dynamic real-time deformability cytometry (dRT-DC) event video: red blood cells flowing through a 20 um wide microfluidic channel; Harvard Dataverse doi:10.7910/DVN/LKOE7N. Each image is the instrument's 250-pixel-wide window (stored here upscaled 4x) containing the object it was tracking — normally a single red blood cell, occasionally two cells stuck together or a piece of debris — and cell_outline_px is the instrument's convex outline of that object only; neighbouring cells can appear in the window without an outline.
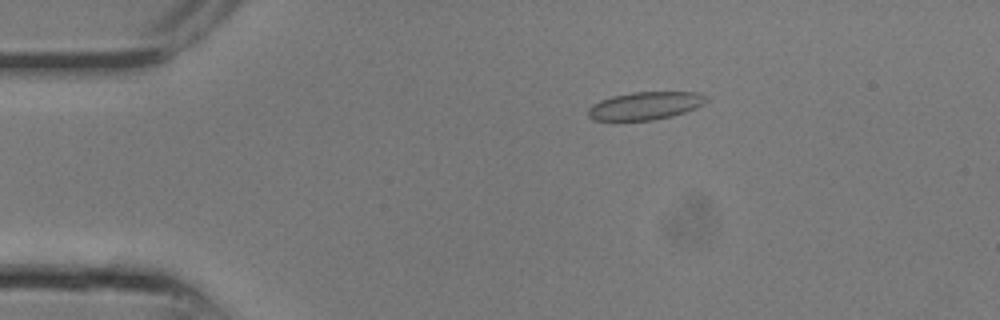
{"species": "common noctule bat (a hibernating species)", "species_latin": "Nyctalus noctula", "temperature_condition": "room temperature", "stored_images_in_passage": 11, "camera_frame_rate_fps": 3000, "um_per_image_px": 0.085, "animal": {"sex": "male", "body_mass_g": 13.3}, "frame": {"image": 1, "passage_image": 5, "time_ms": 1.333, "image_size_px": [1000, 320], "cell_outline_px": [[708, 100], [704, 104], [696, 108], [672, 116], [652, 120], [592, 120], [588, 116], [588, 108], [592, 104], [600, 100], [612, 96], [632, 92], [700, 92], [708, 96]], "centroid_in_image_um": [54.86, 8.98], "position_along_channel_um": 30.1, "area_um2": 19.31}}
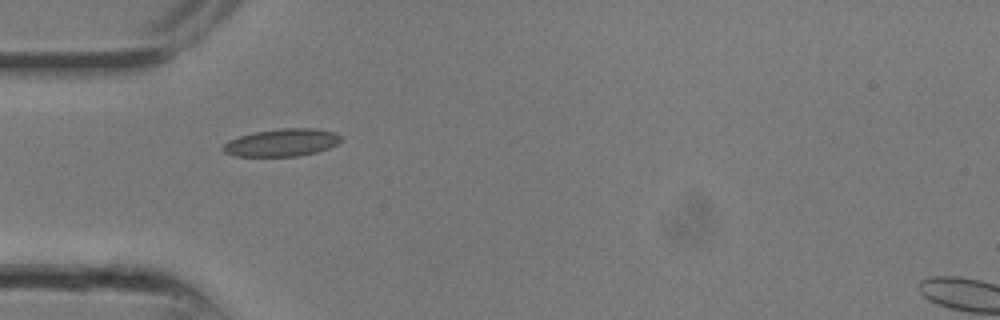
{"frame": {"image": 2, "passage_image": 8, "time_ms": 2.333, "image_size_px": [1000, 320], "cell_outline_px": [[344, 140], [328, 148], [316, 152], [296, 156], [232, 156], [224, 152], [220, 148], [228, 140], [252, 132], [280, 128], [316, 128], [336, 132], [344, 136]], "centroid_in_image_um": [23.97, 12.1], "position_along_channel_um": 61.0, "area_um2": 19.25}}
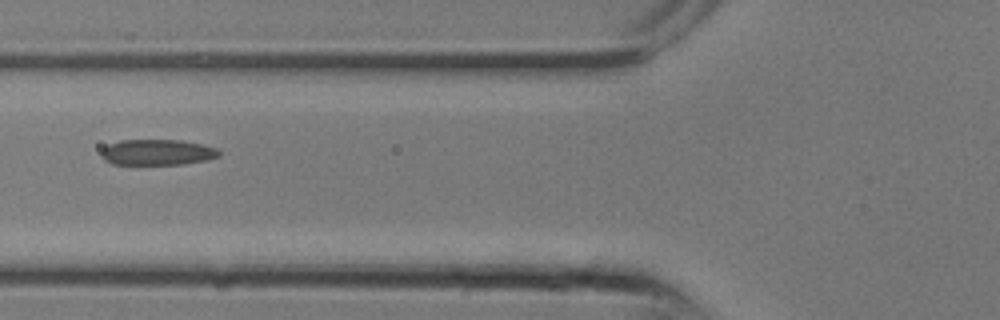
{"frame": {"image": 3, "passage_image": 10, "time_ms": 3.0, "image_size_px": [1000, 320], "cell_outline_px": [[220, 156], [208, 160], [180, 164], [112, 164], [104, 160], [100, 156], [100, 152], [108, 144], [120, 140], [180, 140], [200, 144], [216, 148], [220, 152]], "centroid_in_image_um": [13.34, 12.94], "position_along_channel_um": 112.5, "area_um2": 17.69}}